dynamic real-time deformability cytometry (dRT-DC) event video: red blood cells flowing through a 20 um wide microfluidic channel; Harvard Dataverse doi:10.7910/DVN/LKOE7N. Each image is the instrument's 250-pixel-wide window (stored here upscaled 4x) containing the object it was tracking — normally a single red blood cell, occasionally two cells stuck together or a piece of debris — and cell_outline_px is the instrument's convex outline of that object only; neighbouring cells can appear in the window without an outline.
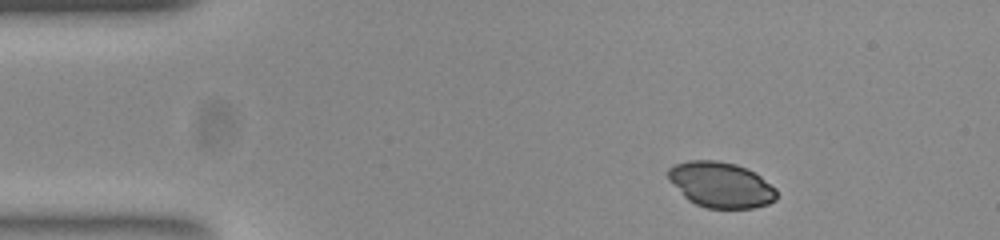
{"species": "common noctule bat (a hibernating species)", "species_latin": "Nyctalus noctula", "temperature_condition": "room temperature", "stored_images_in_passage": 46, "camera_frame_rate_fps": 3000, "um_per_image_px": 0.085, "animal": {"sex": "female", "body_mass_g": 23.0, "forearm_length_mm": 53.4}, "frame": {"image": 1, "passage_image": 1, "time_ms": 0.0, "image_size_px": [1000, 240], "cell_outline_px": [[776, 200], [768, 204], [752, 208], [708, 208], [696, 204], [688, 200], [668, 180], [668, 168], [676, 164], [688, 160], [716, 160], [736, 164], [760, 176], [776, 188]], "centroid_in_image_um": [61.26, 15.7], "position_along_channel_um": 23.7, "area_um2": 28.67}}
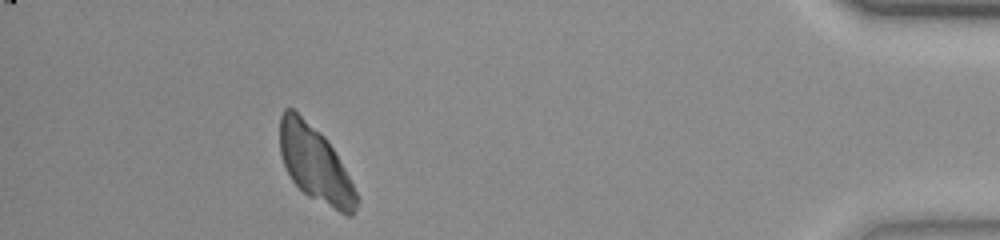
{"frame": {"image": 2, "passage_image": 41, "time_ms": 13.333, "image_size_px": [1000, 240], "cell_outline_px": [[360, 200], [352, 216], [348, 216], [308, 196], [292, 180], [284, 164], [280, 152], [280, 116], [284, 108], [292, 108], [320, 132], [328, 140], [344, 168]], "centroid_in_image_um": [26.78, 13.95], "position_along_channel_um": 408.4, "area_um2": 33.35}}